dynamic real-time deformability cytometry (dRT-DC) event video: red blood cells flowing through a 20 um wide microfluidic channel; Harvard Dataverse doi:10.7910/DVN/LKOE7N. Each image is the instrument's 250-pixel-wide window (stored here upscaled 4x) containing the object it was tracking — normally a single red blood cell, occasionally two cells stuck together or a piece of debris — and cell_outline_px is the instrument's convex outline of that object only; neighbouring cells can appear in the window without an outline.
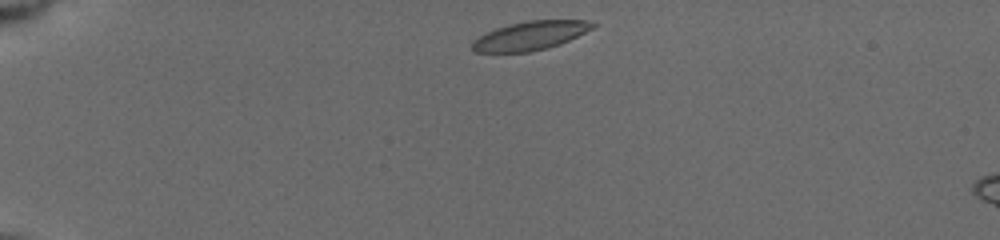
{"species": "common noctule bat (a hibernating species)", "species_latin": "Nyctalus noctula", "temperature_condition": "cold", "stored_images_in_passage": 8, "camera_frame_rate_fps": 3000, "um_per_image_px": 0.085, "animal": {"sex": "female", "body_mass_g": 19.5, "forearm_length_mm": 54.1}, "frame": {"image": 1, "passage_image": 1, "time_ms": 0.0, "image_size_px": [1000, 240], "cell_outline_px": [[596, 24], [592, 28], [560, 44], [528, 52], [476, 52], [472, 48], [472, 40], [484, 32], [496, 28], [528, 20], [588, 20]], "centroid_in_image_um": [45.02, 3.03], "position_along_channel_um": 40.0, "area_um2": 19.94}}